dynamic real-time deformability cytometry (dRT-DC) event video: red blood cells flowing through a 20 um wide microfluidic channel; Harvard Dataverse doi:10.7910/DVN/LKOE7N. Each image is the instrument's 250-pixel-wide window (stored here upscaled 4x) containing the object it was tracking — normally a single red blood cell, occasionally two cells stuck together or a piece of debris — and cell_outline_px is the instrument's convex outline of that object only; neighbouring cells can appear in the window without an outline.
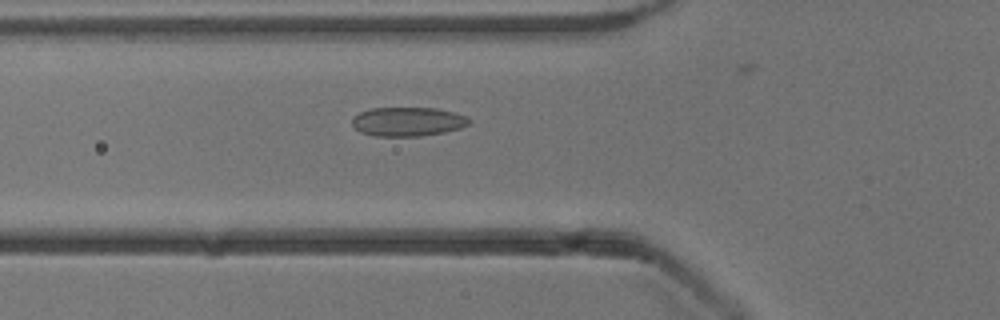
{"species": "common noctule bat (a hibernating species)", "species_latin": "Nyctalus noctula", "temperature_condition": "cold", "stored_images_in_passage": 31, "camera_frame_rate_fps": 3000, "um_per_image_px": 0.085, "animal": {"sex": "male", "body_mass_g": 13.3}, "frame": {"image": 1, "passage_image": 3, "time_ms": 0.667, "image_size_px": [1000, 320], "cell_outline_px": [[472, 120], [468, 124], [460, 128], [444, 132], [420, 136], [376, 136], [360, 132], [352, 124], [352, 116], [360, 112], [372, 108], [436, 108], [468, 116]], "centroid_in_image_um": [34.66, 10.33], "position_along_channel_um": 91.1, "area_um2": 19.83}}
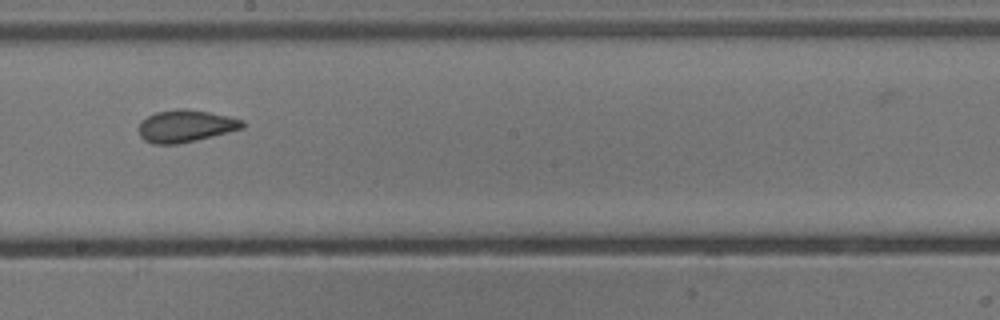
{"frame": {"image": 2, "passage_image": 14, "time_ms": 4.333, "image_size_px": [1000, 320], "cell_outline_px": [[244, 128], [196, 140], [176, 144], [152, 144], [144, 140], [140, 136], [136, 128], [140, 120], [156, 112], [176, 108], [184, 108], [208, 112], [228, 116], [244, 120]], "centroid_in_image_um": [15.72, 10.71], "position_along_channel_um": 232.5, "area_um2": 19.65}}
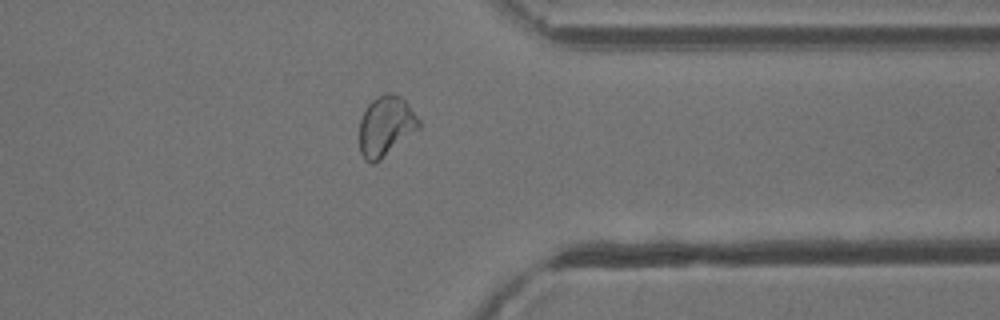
{"frame": {"image": 3, "passage_image": 26, "time_ms": 8.333, "image_size_px": [1000, 320], "cell_outline_px": [[420, 128], [376, 164], [372, 164], [364, 160], [360, 152], [360, 120], [364, 108], [376, 96], [384, 92], [392, 92], [400, 96], [408, 104], [420, 120]], "centroid_in_image_um": [32.78, 10.72], "position_along_channel_um": 378.6, "area_um2": 21.21}}